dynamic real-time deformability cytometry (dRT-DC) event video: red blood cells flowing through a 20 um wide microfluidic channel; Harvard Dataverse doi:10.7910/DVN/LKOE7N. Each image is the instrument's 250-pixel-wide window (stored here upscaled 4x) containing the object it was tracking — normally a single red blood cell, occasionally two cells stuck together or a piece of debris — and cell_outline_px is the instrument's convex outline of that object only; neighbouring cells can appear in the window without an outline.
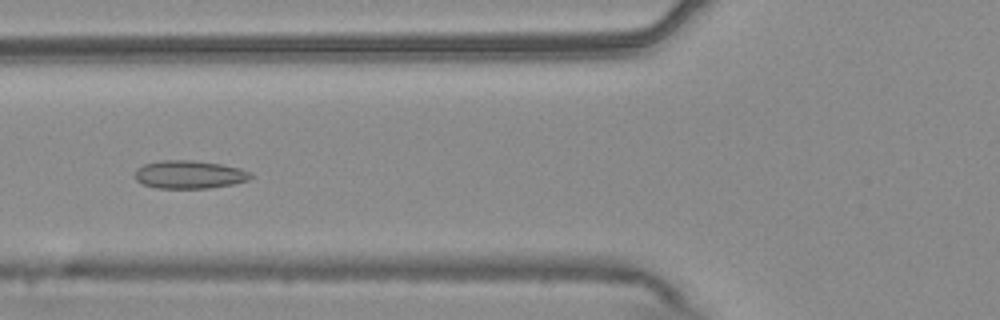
{"species": "common noctule bat (a hibernating species)", "species_latin": "Nyctalus noctula", "temperature_condition": "warm", "stored_images_in_passage": 52, "camera_frame_rate_fps": 3000, "um_per_image_px": 0.085, "animal": {"sex": "male", "body_mass_g": 20.4}, "frame": {"image": 1, "passage_image": 19, "time_ms": 6.0, "image_size_px": [1000, 320], "cell_outline_px": [[252, 176], [248, 180], [232, 184], [212, 188], [156, 188], [144, 184], [136, 180], [136, 168], [144, 164], [160, 160], [192, 160], [220, 164], [240, 168], [252, 172]], "centroid_in_image_um": [16.1, 14.83], "position_along_channel_um": 109.7, "area_um2": 18.96}}
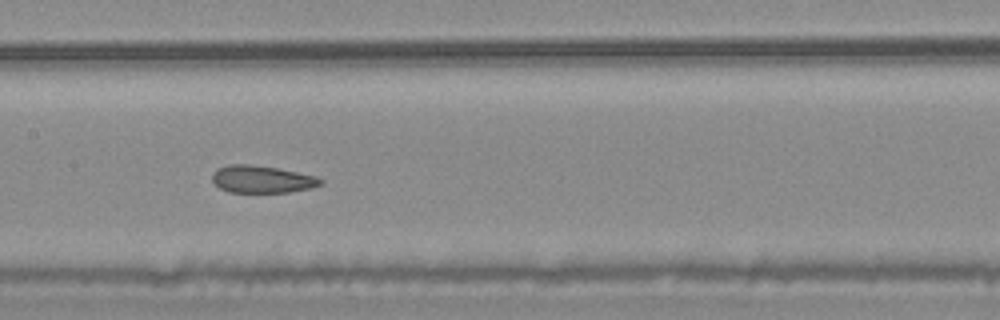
{"frame": {"image": 2, "passage_image": 25, "time_ms": 8.0, "image_size_px": [1000, 320], "cell_outline_px": [[324, 184], [312, 188], [288, 192], [228, 192], [220, 188], [212, 180], [212, 172], [216, 168], [228, 164], [248, 164], [276, 168], [316, 176], [324, 180]], "centroid_in_image_um": [22.26, 15.23], "position_along_channel_um": 185.1, "area_um2": 17.34}}
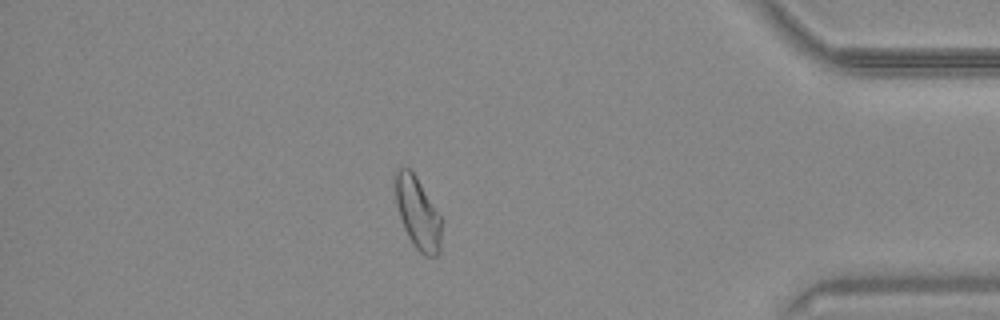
{"frame": {"image": 3, "passage_image": 45, "time_ms": 14.667, "image_size_px": [1000, 320], "cell_outline_px": [[440, 252], [436, 256], [424, 256], [412, 244], [404, 228], [396, 204], [396, 168], [408, 168], [416, 176], [440, 216]], "centroid_in_image_um": [35.5, 18.14], "position_along_channel_um": 399.7, "area_um2": 18.84}, "authors_computed_cell_mechanics": {"area_um2": 19.2474, "velocity_mm_per_s": 3.7537, "shape_relaxation_time_tau1_ms": null, "shape_relaxation_time_tau2_ms": 1.6938, "deformation_change_tau1": null, "deformation_change_tau2": 0.0619}}